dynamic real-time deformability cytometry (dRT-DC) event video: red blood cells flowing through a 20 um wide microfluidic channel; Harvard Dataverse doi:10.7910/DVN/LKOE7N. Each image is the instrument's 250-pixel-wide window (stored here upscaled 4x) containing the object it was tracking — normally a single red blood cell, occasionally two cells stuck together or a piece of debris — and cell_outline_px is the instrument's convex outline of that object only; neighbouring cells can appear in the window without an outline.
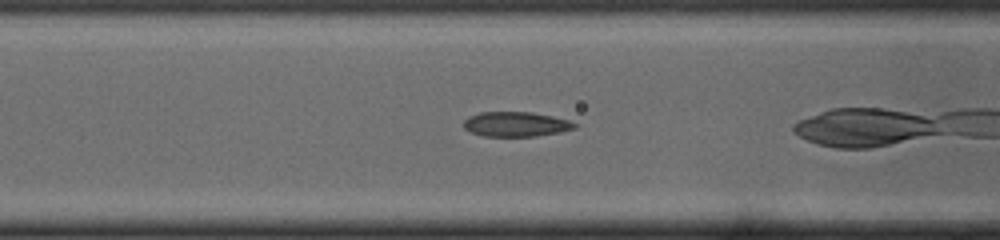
{"species": "common noctule bat (a hibernating species)", "species_latin": "Nyctalus noctula", "temperature_condition": "cold", "stored_images_in_passage": 35, "camera_frame_rate_fps": 3000, "um_per_image_px": 0.085, "animal": {"sex": "male", "body_mass_g": 19.0, "forearm_length_mm": 50.8}, "frame": {"image": 1, "passage_image": 15, "time_ms": 4.667, "image_size_px": [1000, 240], "cell_outline_px": [[576, 128], [560, 132], [536, 136], [484, 136], [472, 132], [464, 128], [464, 120], [468, 116], [480, 112], [528, 112], [552, 116], [568, 120], [576, 124]], "centroid_in_image_um": [43.83, 10.55], "position_along_channel_um": 122.8, "area_um2": 15.9}}
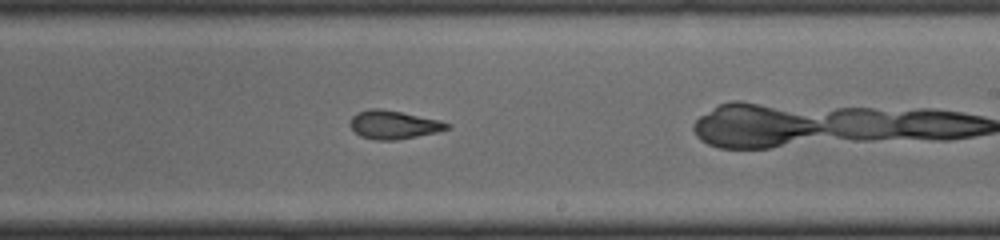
{"frame": {"image": 2, "passage_image": 25, "time_ms": 8.0, "image_size_px": [1000, 240], "cell_outline_px": [[452, 128], [436, 132], [396, 140], [376, 140], [360, 136], [348, 124], [352, 116], [356, 112], [368, 108], [380, 108], [440, 120], [452, 124]], "centroid_in_image_um": [33.45, 10.59], "position_along_channel_um": 255.6, "area_um2": 16.13}}
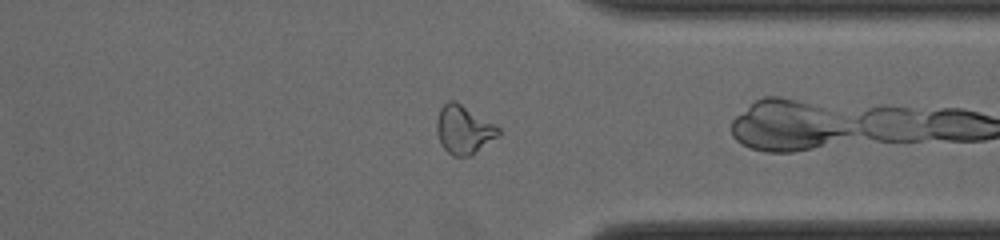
{"frame": {"image": 3, "passage_image": 34, "time_ms": 11.0, "image_size_px": [1000, 240], "cell_outline_px": [[500, 136], [472, 156], [452, 156], [440, 144], [436, 132], [436, 120], [440, 108], [448, 100], [456, 100], [496, 124], [500, 128]], "centroid_in_image_um": [39.43, 11.02], "position_along_channel_um": 372.0, "area_um2": 17.98}}